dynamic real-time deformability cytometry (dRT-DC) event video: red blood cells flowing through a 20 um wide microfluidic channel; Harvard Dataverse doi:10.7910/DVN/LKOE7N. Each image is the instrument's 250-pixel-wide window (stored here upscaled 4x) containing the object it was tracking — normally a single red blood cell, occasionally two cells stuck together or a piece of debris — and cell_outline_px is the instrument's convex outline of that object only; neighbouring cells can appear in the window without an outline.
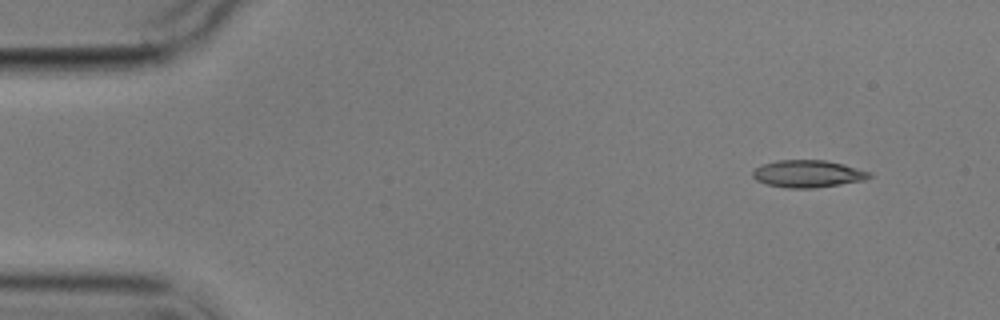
{"species": "common noctule bat (a hibernating species)", "species_latin": "Nyctalus noctula", "temperature_condition": "cold", "stored_images_in_passage": 4, "camera_frame_rate_fps": 3000, "um_per_image_px": 0.085, "animal": {"sex": "male", "body_mass_g": 17.9}, "frame": {"image": 1, "passage_image": 1, "time_ms": 0.0, "image_size_px": [1000, 320], "cell_outline_px": [[872, 176], [864, 180], [840, 184], [812, 188], [788, 188], [768, 184], [756, 180], [752, 176], [752, 172], [760, 164], [776, 160], [824, 160], [844, 164], [872, 172]], "centroid_in_image_um": [68.66, 14.76], "position_along_channel_um": 16.3, "area_um2": 18.55}}
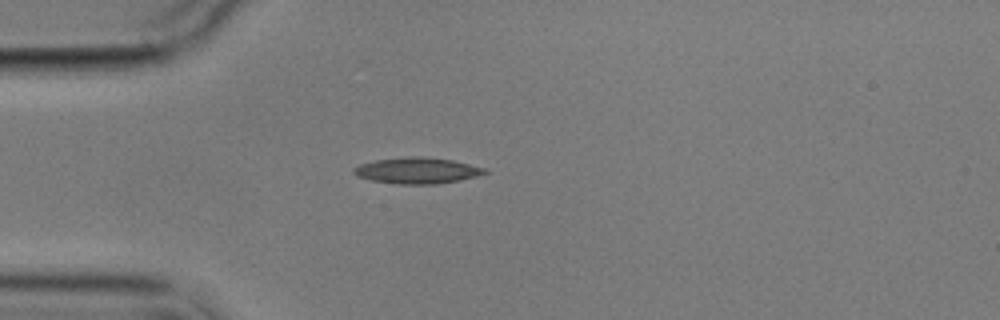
{"frame": {"image": 2, "passage_image": 4, "time_ms": 3.333, "image_size_px": [1000, 320], "cell_outline_px": [[488, 172], [476, 176], [436, 184], [396, 184], [372, 180], [356, 176], [352, 172], [352, 168], [360, 164], [376, 160], [408, 156], [420, 156], [452, 160], [484, 168]], "centroid_in_image_um": [35.39, 14.49], "position_along_channel_um": 49.6, "area_um2": 19.71}}